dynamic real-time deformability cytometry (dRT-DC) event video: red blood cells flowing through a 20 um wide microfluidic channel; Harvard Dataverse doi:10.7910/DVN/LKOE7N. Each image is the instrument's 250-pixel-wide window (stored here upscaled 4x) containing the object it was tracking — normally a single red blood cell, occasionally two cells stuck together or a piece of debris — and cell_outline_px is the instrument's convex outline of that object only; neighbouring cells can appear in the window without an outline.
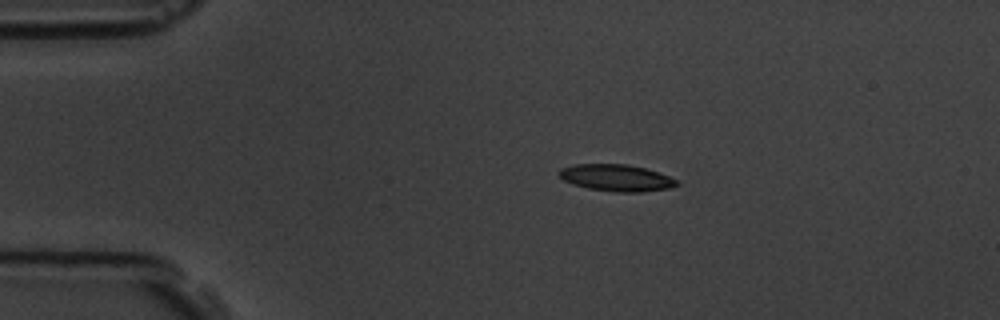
{"species": "common noctule bat (a hibernating species)", "species_latin": "Nyctalus noctula", "temperature_condition": "room temperature", "stored_images_in_passage": 6, "camera_frame_rate_fps": 3000, "um_per_image_px": 0.085, "animal": {"sex": "male", "body_mass_g": 19.5, "forearm_length_mm": 54.6}, "frame": {"image": 1, "passage_image": 4, "time_ms": 3.0, "image_size_px": [1000, 320], "cell_outline_px": [[680, 184], [672, 188], [640, 192], [616, 192], [588, 188], [572, 184], [564, 180], [556, 172], [560, 168], [576, 164], [628, 164], [644, 168], [680, 180]], "centroid_in_image_um": [52.4, 15.11], "position_along_channel_um": 32.6, "area_um2": 18.44}}
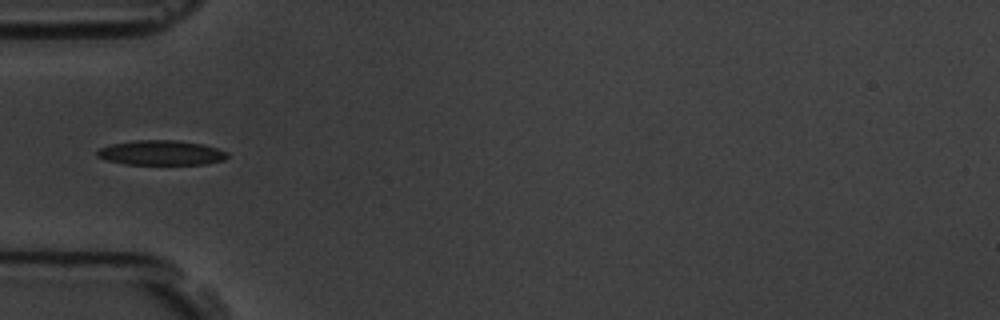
{"frame": {"image": 2, "passage_image": 6, "time_ms": 5.333, "image_size_px": [1000, 320], "cell_outline_px": [[228, 156], [224, 160], [204, 164], [124, 164], [104, 160], [96, 156], [96, 152], [100, 148], [108, 144], [132, 140], [176, 140], [200, 144], [216, 148], [228, 152]], "centroid_in_image_um": [13.63, 12.98], "position_along_channel_um": 71.4, "area_um2": 18.9}}